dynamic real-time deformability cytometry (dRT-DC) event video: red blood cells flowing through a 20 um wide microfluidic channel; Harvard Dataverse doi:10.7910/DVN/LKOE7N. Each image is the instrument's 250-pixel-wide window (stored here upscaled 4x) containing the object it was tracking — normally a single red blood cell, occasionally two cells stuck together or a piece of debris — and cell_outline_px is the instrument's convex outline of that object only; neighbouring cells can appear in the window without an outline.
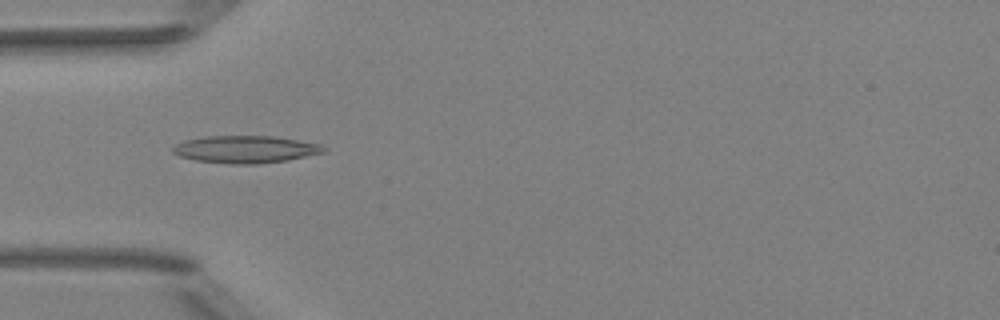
{"species": "Egyptian fruit bat (a non-hibernating species)", "species_latin": "Rousettus aegyptiacus", "temperature_condition": "room temperature", "stored_images_in_passage": 50, "camera_frame_rate_fps": 3000, "um_per_image_px": 0.085, "animal": {"sex": "female"}, "frame": {"image": 1, "passage_image": 15, "time_ms": 4.667, "image_size_px": [1000, 320], "cell_outline_px": [[328, 148], [324, 152], [288, 160], [256, 164], [232, 164], [196, 160], [180, 156], [172, 152], [172, 148], [176, 144], [184, 140], [204, 136], [272, 136], [320, 144]], "centroid_in_image_um": [20.85, 12.69], "position_along_channel_um": 64.1, "area_um2": 23.93}}
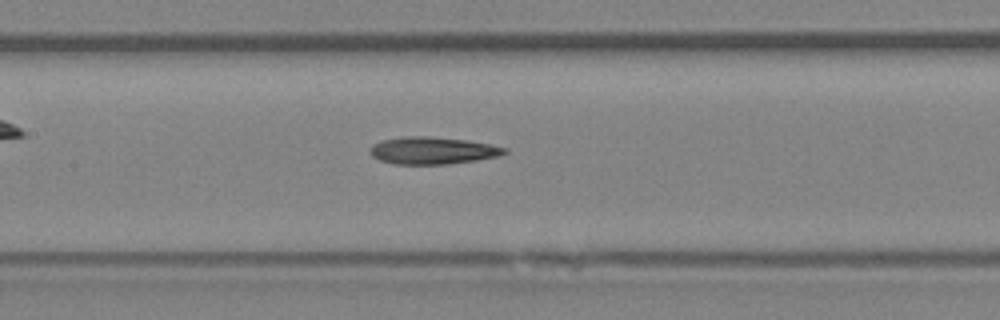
{"frame": {"image": 2, "passage_image": 23, "time_ms": 7.333, "image_size_px": [1000, 320], "cell_outline_px": [[508, 152], [500, 156], [476, 160], [448, 164], [396, 164], [380, 160], [372, 156], [368, 152], [372, 144], [380, 140], [404, 136], [428, 136], [464, 140], [488, 144], [508, 148]], "centroid_in_image_um": [36.74, 12.79], "position_along_channel_um": 170.7, "area_um2": 21.39}}
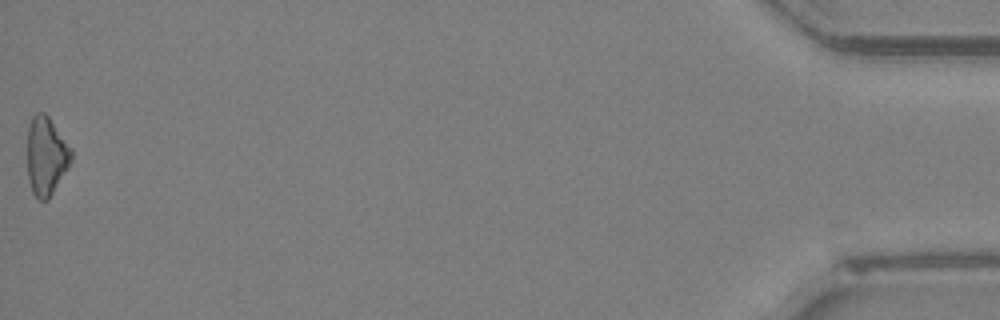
{"frame": {"image": 3, "passage_image": 50, "time_ms": 16.333, "image_size_px": [1000, 320], "cell_outline_px": [[72, 160], [68, 168], [48, 200], [40, 200], [32, 192], [28, 180], [28, 128], [32, 116], [36, 112], [44, 112], [48, 116], [72, 148]], "centroid_in_image_um": [3.94, 13.25], "position_along_channel_um": 431.3, "area_um2": 20.11}}